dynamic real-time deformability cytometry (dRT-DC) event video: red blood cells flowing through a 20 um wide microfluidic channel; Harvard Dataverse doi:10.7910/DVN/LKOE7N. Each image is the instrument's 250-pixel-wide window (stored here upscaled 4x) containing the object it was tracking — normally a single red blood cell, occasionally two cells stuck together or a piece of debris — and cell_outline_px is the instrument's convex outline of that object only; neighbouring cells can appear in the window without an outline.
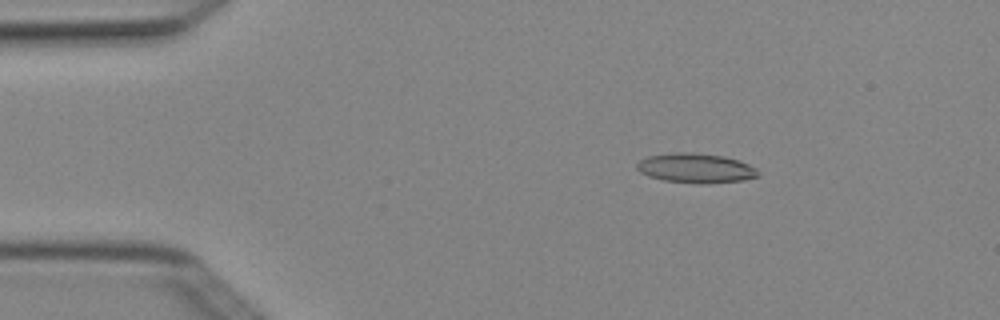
{"species": "Egyptian fruit bat (a non-hibernating species)", "species_latin": "Rousettus aegyptiacus", "temperature_condition": "cold", "stored_images_in_passage": 5, "camera_frame_rate_fps": 3000, "um_per_image_px": 0.085, "animal": {"sex": "female"}, "frame": {"image": 1, "passage_image": 3, "time_ms": 0.667, "image_size_px": [1000, 320], "cell_outline_px": [[760, 176], [740, 180], [704, 184], [664, 180], [648, 176], [640, 172], [636, 168], [636, 164], [640, 160], [648, 156], [676, 152], [692, 152], [724, 156], [740, 160], [756, 168], [760, 172]], "centroid_in_image_um": [59.15, 14.28], "position_along_channel_um": 25.9, "area_um2": 20.92}}
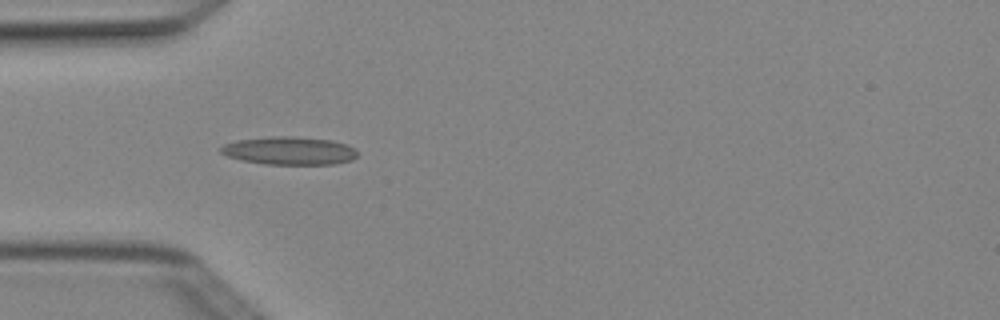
{"frame": {"image": 2, "passage_image": 5, "time_ms": 1.333, "image_size_px": [1000, 320], "cell_outline_px": [[356, 156], [352, 160], [336, 164], [264, 164], [240, 160], [228, 156], [220, 152], [220, 148], [224, 144], [236, 140], [272, 136], [292, 136], [332, 140], [348, 144], [356, 152]], "centroid_in_image_um": [24.58, 12.81], "position_along_channel_um": 60.4, "area_um2": 22.37}}